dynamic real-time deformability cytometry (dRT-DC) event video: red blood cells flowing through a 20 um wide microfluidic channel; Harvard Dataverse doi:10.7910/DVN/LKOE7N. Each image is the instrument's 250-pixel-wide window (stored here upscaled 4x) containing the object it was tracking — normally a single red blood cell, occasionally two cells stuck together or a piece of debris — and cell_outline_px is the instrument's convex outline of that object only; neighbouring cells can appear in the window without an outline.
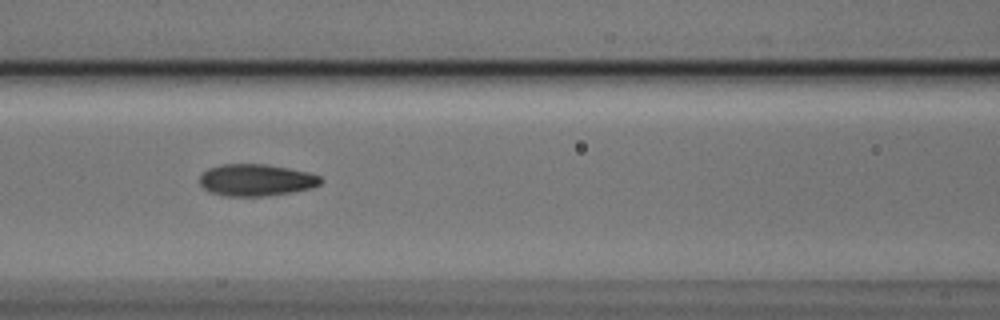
{"species": "Egyptian fruit bat (a non-hibernating species)", "species_latin": "Rousettus aegyptiacus", "temperature_condition": "cold", "stored_images_in_passage": 10, "camera_frame_rate_fps": 3000, "um_per_image_px": 0.085, "animal": {"sex": "male"}, "frame": {"image": 1, "passage_image": 4, "time_ms": 1.0, "image_size_px": [1000, 320], "cell_outline_px": [[324, 180], [320, 184], [312, 188], [292, 192], [268, 196], [224, 196], [208, 192], [200, 184], [200, 176], [208, 168], [220, 164], [264, 164], [288, 168], [308, 172], [320, 176]], "centroid_in_image_um": [21.77, 15.31], "position_along_channel_um": 144.8, "area_um2": 22.66}}
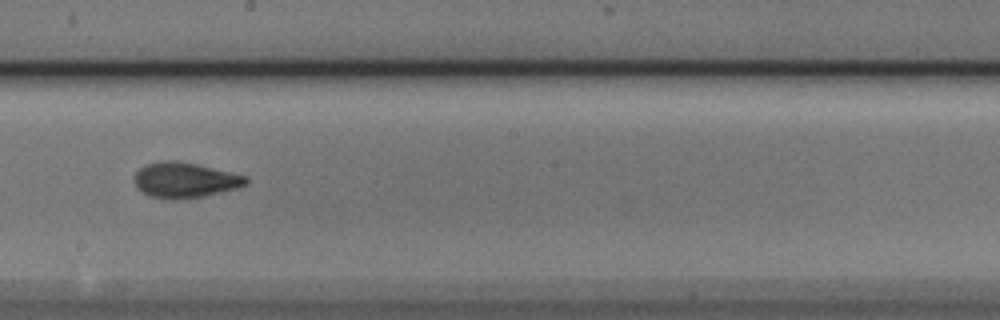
{"frame": {"image": 2, "passage_image": 6, "time_ms": 1.667, "image_size_px": [1000, 320], "cell_outline_px": [[248, 184], [236, 188], [204, 196], [172, 200], [168, 200], [148, 196], [136, 184], [136, 172], [140, 168], [148, 164], [164, 160], [176, 160], [196, 164], [248, 176]], "centroid_in_image_um": [15.75, 15.31], "position_along_channel_um": 232.5, "area_um2": 22.77}}
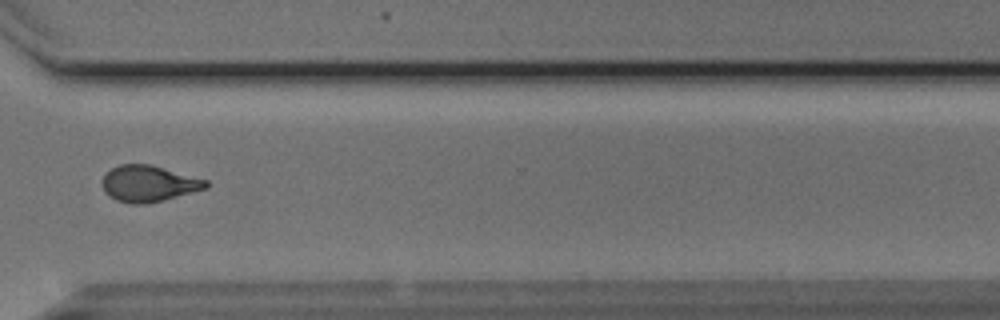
{"frame": {"image": 3, "passage_image": 9, "time_ms": 2.667, "image_size_px": [1000, 320], "cell_outline_px": [[208, 188], [164, 200], [144, 204], [132, 204], [116, 200], [108, 196], [104, 192], [100, 184], [104, 176], [112, 168], [120, 164], [152, 164], [208, 180]], "centroid_in_image_um": [12.63, 15.61], "position_along_channel_um": 358.0, "area_um2": 22.14}}